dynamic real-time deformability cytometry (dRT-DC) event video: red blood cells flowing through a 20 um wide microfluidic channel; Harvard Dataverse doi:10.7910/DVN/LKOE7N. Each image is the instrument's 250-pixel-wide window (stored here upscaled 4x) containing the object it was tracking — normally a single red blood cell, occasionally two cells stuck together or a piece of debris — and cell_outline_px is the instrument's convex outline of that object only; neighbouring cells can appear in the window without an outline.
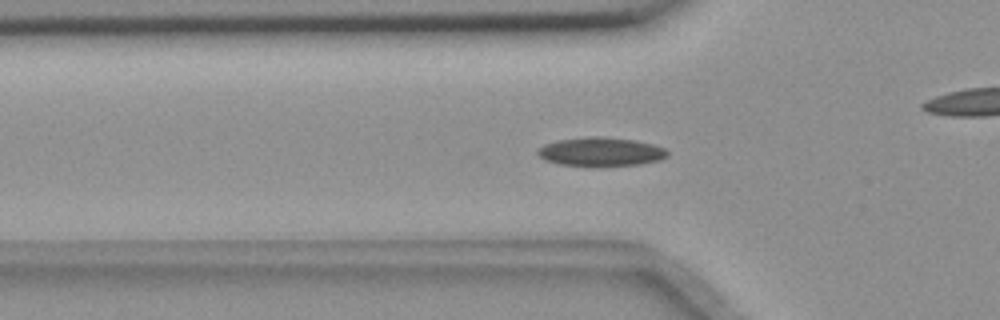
{"species": "common noctule bat (a hibernating species)", "species_latin": "Nyctalus noctula", "temperature_condition": "room temperature", "stored_images_in_passage": 49, "camera_frame_rate_fps": 3000, "um_per_image_px": 0.085, "animal": {"sex": "female", "body_mass_g": 18.4}, "frame": {"image": 1, "passage_image": 18, "time_ms": 5.667, "image_size_px": [1000, 320], "cell_outline_px": [[668, 156], [660, 160], [640, 164], [592, 168], [560, 164], [544, 160], [536, 152], [536, 148], [544, 144], [556, 140], [592, 136], [596, 136], [636, 140], [652, 144], [664, 148], [668, 152]], "centroid_in_image_um": [51.03, 12.92], "position_along_channel_um": 74.8, "area_um2": 22.37}}
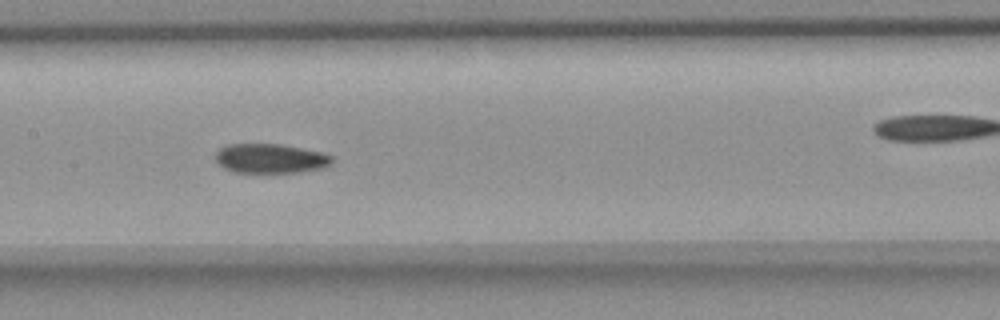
{"frame": {"image": 2, "passage_image": 27, "time_ms": 8.667, "image_size_px": [1000, 320], "cell_outline_px": [[332, 160], [328, 164], [320, 168], [300, 172], [232, 172], [216, 164], [216, 152], [220, 148], [228, 144], [280, 144], [320, 152], [332, 156]], "centroid_in_image_um": [22.91, 13.47], "position_along_channel_um": 184.5, "area_um2": 19.77}}
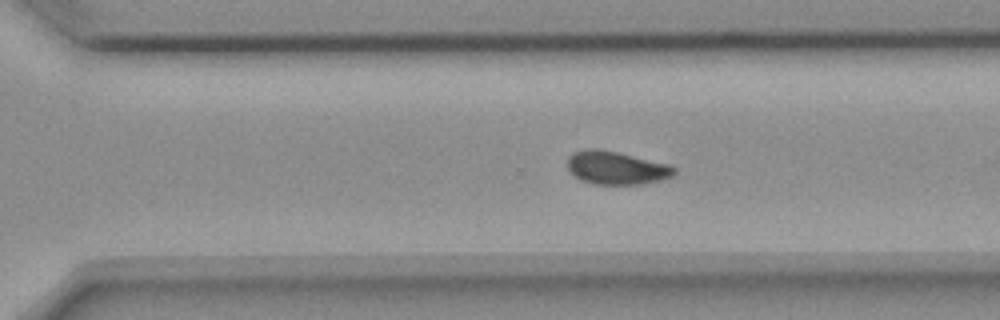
{"frame": {"image": 3, "passage_image": 38, "time_ms": 12.333, "image_size_px": [1000, 320], "cell_outline_px": [[676, 172], [672, 176], [660, 180], [644, 184], [592, 184], [580, 180], [568, 172], [568, 156], [572, 152], [588, 148], [596, 148], [616, 152], [672, 164], [676, 168]], "centroid_in_image_um": [52.38, 14.27], "position_along_channel_um": 318.2, "area_um2": 20.92}, "authors_computed_cell_mechanics": {"area_um2": 20.6924, "velocity_mm_per_s": 3.6554, "shape_relaxation_time_tau1_ms": 7.9843, "shape_relaxation_time_tau2_ms": 3.4393, "deformation_change_tau1": 0.1452, "deformation_change_tau2": 0.0776}}